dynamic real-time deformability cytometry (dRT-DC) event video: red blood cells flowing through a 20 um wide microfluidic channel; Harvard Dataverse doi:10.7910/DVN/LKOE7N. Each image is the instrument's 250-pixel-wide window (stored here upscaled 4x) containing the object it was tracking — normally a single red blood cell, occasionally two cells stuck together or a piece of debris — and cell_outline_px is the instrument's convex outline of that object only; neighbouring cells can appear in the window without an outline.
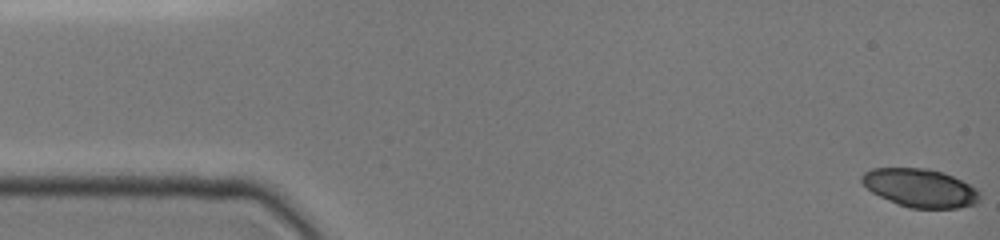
{"species": "common noctule bat (a hibernating species)", "species_latin": "Nyctalus noctula", "temperature_condition": "cold", "stored_images_in_passage": 21, "camera_frame_rate_fps": 3000, "um_per_image_px": 0.085, "animal": {"sex": "female", "body_mass_g": 19.0, "forearm_length_mm": 51.5}, "frame": {"image": 1, "passage_image": 1, "time_ms": 0.0, "image_size_px": [1000, 240], "cell_outline_px": [[980, 204], [960, 208], [908, 208], [896, 204], [872, 192], [860, 180], [860, 176], [864, 172], [872, 168], [928, 168], [944, 172], [976, 188], [980, 192]], "centroid_in_image_um": [78.24, 15.98], "position_along_channel_um": 6.8, "area_um2": 26.65}}